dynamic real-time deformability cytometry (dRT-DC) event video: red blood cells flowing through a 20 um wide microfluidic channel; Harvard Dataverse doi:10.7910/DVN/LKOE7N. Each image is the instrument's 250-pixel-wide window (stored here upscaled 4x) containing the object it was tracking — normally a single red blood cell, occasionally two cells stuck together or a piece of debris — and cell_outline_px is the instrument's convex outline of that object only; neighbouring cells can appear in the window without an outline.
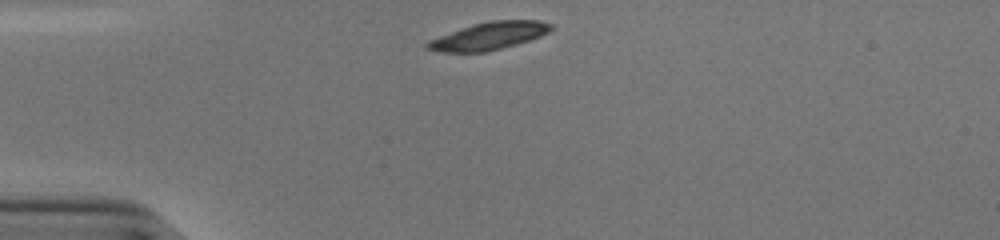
{"species": "human", "species_latin": "Homo sapiens", "temperature_condition": "cold", "stored_images_in_passage": 32, "camera_frame_rate_fps": 3000, "um_per_image_px": 0.085, "donor": {"sex": "male"}, "frame": {"image": 1, "passage_image": 1, "time_ms": 0.0, "image_size_px": [1000, 240], "cell_outline_px": [[552, 28], [548, 32], [540, 36], [516, 44], [484, 52], [440, 52], [424, 48], [424, 44], [428, 40], [472, 24], [488, 20], [540, 20], [552, 24]], "centroid_in_image_um": [41.52, 3.05], "position_along_channel_um": 43.5, "area_um2": 19.83}}
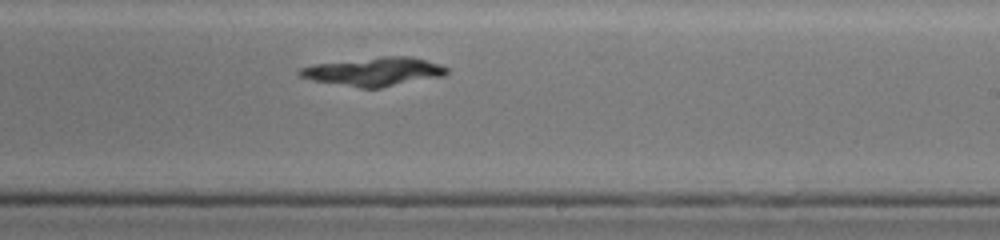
{"frame": {"image": 2, "passage_image": 20, "time_ms": 6.333, "image_size_px": [1000, 240], "cell_outline_px": [[448, 72], [444, 76], [380, 88], [360, 88], [312, 80], [300, 76], [296, 72], [300, 68], [316, 64], [380, 56], [412, 56], [440, 64], [448, 68]], "centroid_in_image_um": [31.82, 6.08], "position_along_channel_um": 257.2, "area_um2": 24.51}}
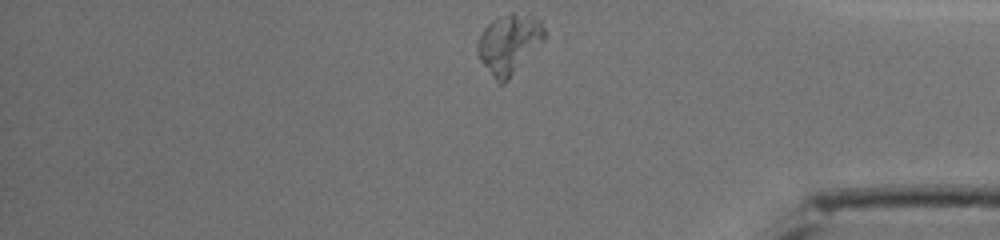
{"frame": {"image": 3, "passage_image": 32, "time_ms": 10.333, "image_size_px": [1000, 240], "cell_outline_px": [[544, 40], [508, 80], [504, 84], [496, 84], [480, 60], [476, 52], [476, 44], [484, 28], [492, 20], [512, 12], [532, 16], [540, 20], [544, 28]], "centroid_in_image_um": [43.24, 3.76], "position_along_channel_um": 392.0, "area_um2": 23.24}}